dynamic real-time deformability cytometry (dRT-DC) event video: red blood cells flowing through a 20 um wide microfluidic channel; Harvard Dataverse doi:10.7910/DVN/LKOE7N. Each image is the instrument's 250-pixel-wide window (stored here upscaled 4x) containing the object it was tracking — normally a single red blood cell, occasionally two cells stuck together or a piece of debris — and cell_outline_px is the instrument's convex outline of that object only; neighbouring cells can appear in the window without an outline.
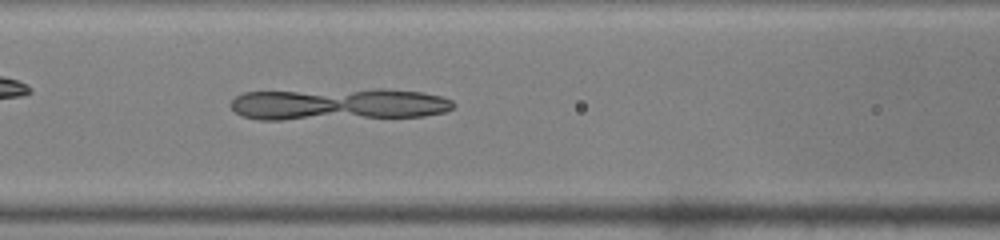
{"species": "common noctule bat (a hibernating species)", "species_latin": "Nyctalus noctula", "temperature_condition": "warm", "stored_images_in_passage": 48, "camera_frame_rate_fps": 3000, "um_per_image_px": 0.085, "animal": {"sex": "male", "body_mass_g": 19.0, "forearm_length_mm": 50.8}, "frame": {"image": 1, "passage_image": 21, "time_ms": 6.667, "image_size_px": [1000, 240], "cell_outline_px": [[456, 104], [452, 108], [444, 112], [424, 116], [280, 120], [260, 120], [244, 116], [236, 112], [228, 104], [236, 96], [244, 92], [376, 88], [388, 88], [424, 92], [440, 96], [452, 100]], "centroid_in_image_um": [28.78, 8.85], "position_along_channel_um": 137.8, "area_um2": 42.08}}